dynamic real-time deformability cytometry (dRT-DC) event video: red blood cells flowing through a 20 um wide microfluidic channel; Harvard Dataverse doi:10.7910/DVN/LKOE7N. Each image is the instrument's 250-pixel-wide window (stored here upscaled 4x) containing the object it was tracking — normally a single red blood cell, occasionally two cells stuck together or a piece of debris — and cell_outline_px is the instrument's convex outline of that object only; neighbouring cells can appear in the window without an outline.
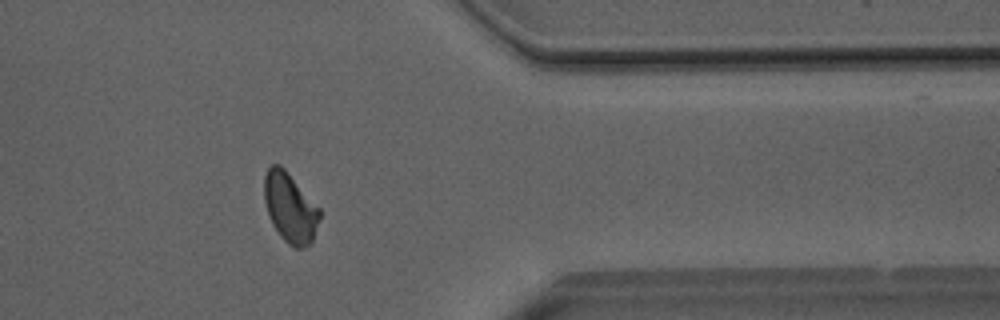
{"species": "Egyptian fruit bat (a non-hibernating species)", "species_latin": "Rousettus aegyptiacus", "temperature_condition": "room temperature", "stored_images_in_passage": 29, "camera_frame_rate_fps": 3000, "um_per_image_px": 0.085, "animal": {"sex": "male"}, "frame": {"image": 1, "passage_image": 25, "time_ms": 8.0, "image_size_px": [1000, 320], "cell_outline_px": [[320, 216], [312, 240], [304, 248], [296, 248], [288, 244], [280, 236], [272, 224], [268, 216], [264, 200], [264, 176], [268, 168], [272, 164], [280, 164], [284, 168], [320, 208]], "centroid_in_image_um": [24.63, 17.64], "position_along_channel_um": 386.8, "area_um2": 22.43}}